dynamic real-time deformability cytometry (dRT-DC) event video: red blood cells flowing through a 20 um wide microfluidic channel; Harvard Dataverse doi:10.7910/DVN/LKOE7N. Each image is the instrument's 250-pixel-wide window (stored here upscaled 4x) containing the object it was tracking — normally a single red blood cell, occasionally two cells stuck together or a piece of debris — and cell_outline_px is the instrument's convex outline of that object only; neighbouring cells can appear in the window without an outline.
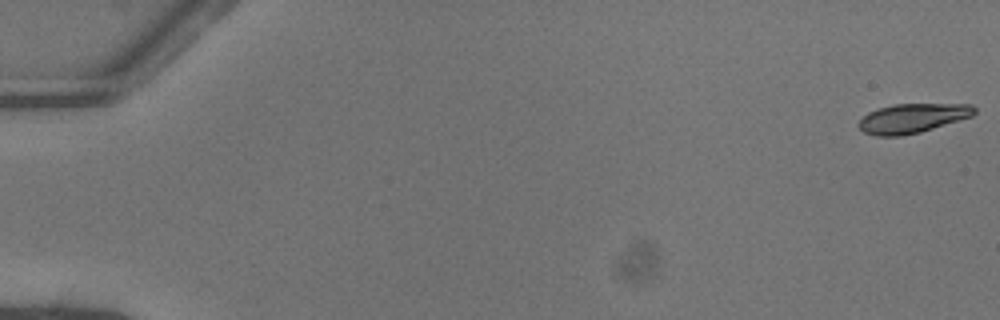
{"species": "common noctule bat (a hibernating species)", "species_latin": "Nyctalus noctula", "temperature_condition": "warm", "stored_images_in_passage": 52, "camera_frame_rate_fps": 3000, "um_per_image_px": 0.085, "animal": {"sex": "female"}, "frame": {"image": 1, "passage_image": 1, "time_ms": 0.0, "image_size_px": [1000, 320], "cell_outline_px": [[976, 112], [972, 116], [920, 132], [900, 136], [876, 136], [864, 132], [856, 124], [868, 112], [880, 108], [896, 104], [972, 104], [976, 108]], "centroid_in_image_um": [77.56, 10.05], "position_along_channel_um": 7.4, "area_um2": 19.65}}
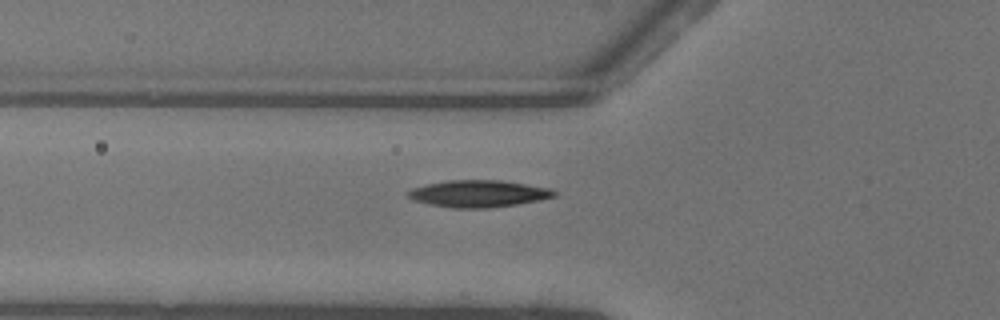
{"frame": {"image": 2, "passage_image": 20, "time_ms": 6.333, "image_size_px": [1000, 320], "cell_outline_px": [[560, 192], [556, 196], [516, 204], [488, 208], [452, 208], [428, 204], [416, 200], [408, 196], [404, 192], [412, 188], [424, 184], [448, 180], [500, 180], [552, 188]], "centroid_in_image_um": [40.67, 16.45], "position_along_channel_um": 85.1, "area_um2": 23.06}}
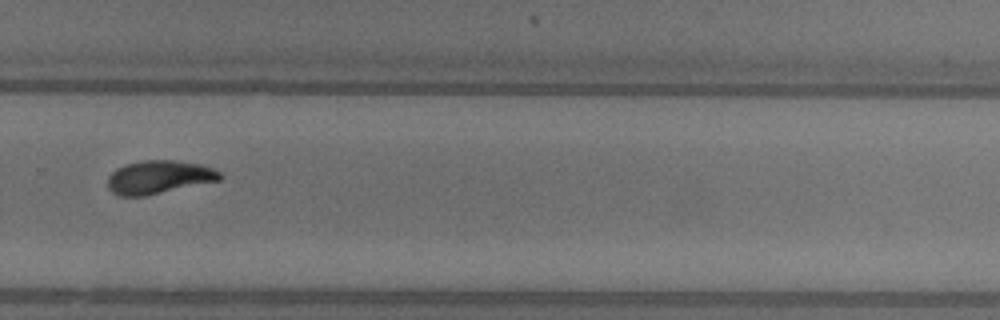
{"frame": {"image": 3, "passage_image": 37, "time_ms": 12.0, "image_size_px": [1000, 320], "cell_outline_px": [[224, 176], [220, 180], [144, 196], [120, 196], [112, 192], [108, 188], [108, 176], [116, 168], [128, 164], [144, 160], [172, 160], [200, 164], [212, 168], [220, 172]], "centroid_in_image_um": [13.51, 15.06], "position_along_channel_um": 316.3, "area_um2": 21.62}, "authors_computed_cell_mechanics": {"area_um2": 21.097, "velocity_mm_per_s": 4.0707, "shape_relaxation_time_tau1_ms": 4.0437, "shape_relaxation_time_tau2_ms": 2.9346, "deformation_change_tau1": 0.1687, "deformation_change_tau2": 0.0653}}